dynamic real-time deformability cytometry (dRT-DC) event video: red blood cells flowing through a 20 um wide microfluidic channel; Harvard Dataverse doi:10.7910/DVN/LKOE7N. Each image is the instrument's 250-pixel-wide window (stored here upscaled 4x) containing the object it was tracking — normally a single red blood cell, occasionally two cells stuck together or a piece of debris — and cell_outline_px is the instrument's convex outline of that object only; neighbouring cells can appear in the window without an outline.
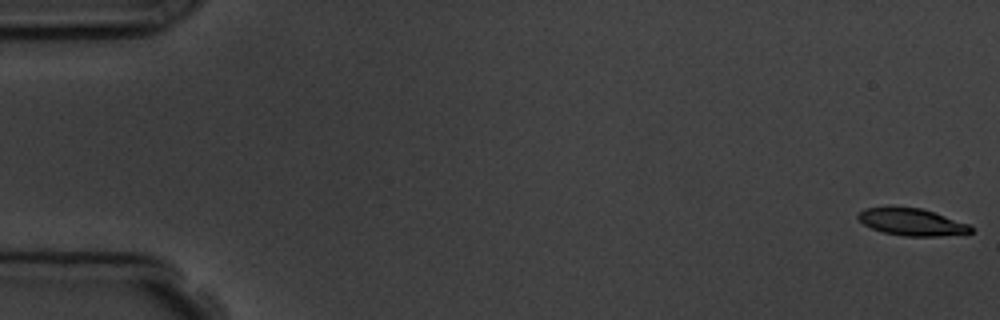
{"species": "common noctule bat (a hibernating species)", "species_latin": "Nyctalus noctula", "temperature_condition": "room temperature", "stored_images_in_passage": 12, "camera_frame_rate_fps": 3000, "um_per_image_px": 0.085, "animal": {"sex": "male", "body_mass_g": 19.5, "forearm_length_mm": 54.6}, "frame": {"image": 1, "passage_image": 1, "time_ms": 0.0, "image_size_px": [1000, 320], "cell_outline_px": [[972, 232], [940, 236], [904, 236], [884, 232], [872, 228], [864, 224], [856, 216], [864, 208], [920, 208], [968, 224], [972, 228]], "centroid_in_image_um": [77.49, 18.89], "position_along_channel_um": 7.5, "area_um2": 17.17}}
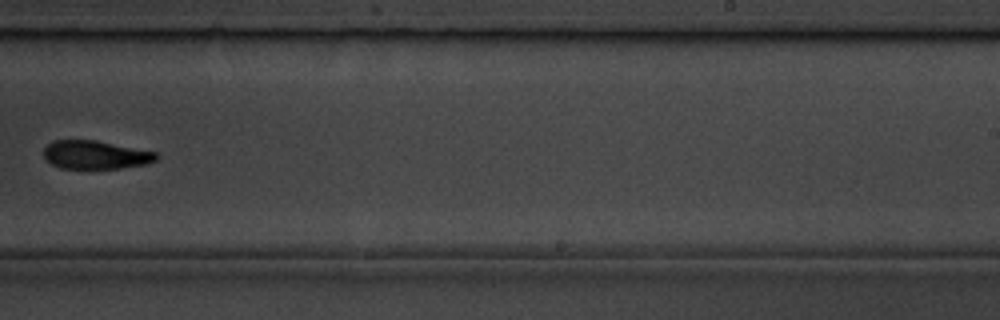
{"frame": {"image": 2, "passage_image": 11, "time_ms": 11.333, "image_size_px": [1000, 320], "cell_outline_px": [[160, 156], [156, 160], [148, 164], [120, 168], [60, 168], [44, 160], [44, 148], [52, 140], [96, 140], [156, 152]], "centroid_in_image_um": [8.11, 13.16], "position_along_channel_um": 280.9, "area_um2": 18.73}}
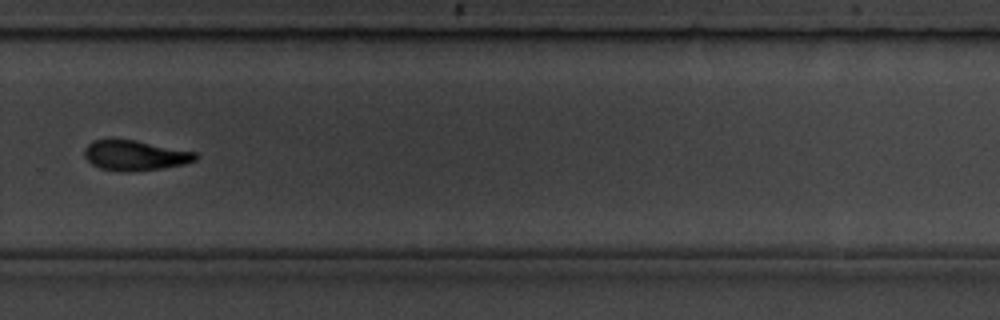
{"frame": {"image": 3, "passage_image": 12, "time_ms": 12.333, "image_size_px": [1000, 320], "cell_outline_px": [[200, 156], [196, 160], [184, 164], [160, 168], [132, 172], [120, 172], [100, 168], [92, 164], [84, 156], [84, 148], [92, 140], [136, 140], [196, 152]], "centroid_in_image_um": [11.48, 13.22], "position_along_channel_um": 318.3, "area_um2": 19.54}}